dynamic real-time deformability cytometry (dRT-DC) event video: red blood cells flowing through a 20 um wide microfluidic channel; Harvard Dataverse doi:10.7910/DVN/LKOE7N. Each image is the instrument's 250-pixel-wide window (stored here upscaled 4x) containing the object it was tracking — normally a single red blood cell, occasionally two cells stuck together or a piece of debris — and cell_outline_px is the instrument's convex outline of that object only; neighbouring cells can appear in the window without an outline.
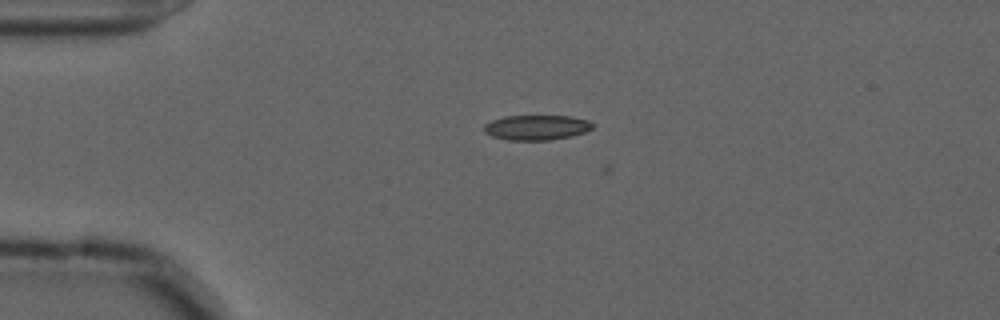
{"species": "common noctule bat (a hibernating species)", "species_latin": "Nyctalus noctula", "temperature_condition": "cold", "stored_images_in_passage": 9, "camera_frame_rate_fps": 3000, "um_per_image_px": 0.085, "animal": {"sex": "male", "forearm_length_mm": 52.5}, "frame": {"image": 1, "passage_image": 4, "time_ms": 1.0, "image_size_px": [1000, 320], "cell_outline_px": [[596, 124], [592, 128], [584, 132], [572, 136], [552, 140], [508, 140], [492, 136], [484, 132], [484, 124], [492, 120], [504, 116], [568, 116], [588, 120]], "centroid_in_image_um": [45.61, 10.84], "position_along_channel_um": 39.4, "area_um2": 15.9}}